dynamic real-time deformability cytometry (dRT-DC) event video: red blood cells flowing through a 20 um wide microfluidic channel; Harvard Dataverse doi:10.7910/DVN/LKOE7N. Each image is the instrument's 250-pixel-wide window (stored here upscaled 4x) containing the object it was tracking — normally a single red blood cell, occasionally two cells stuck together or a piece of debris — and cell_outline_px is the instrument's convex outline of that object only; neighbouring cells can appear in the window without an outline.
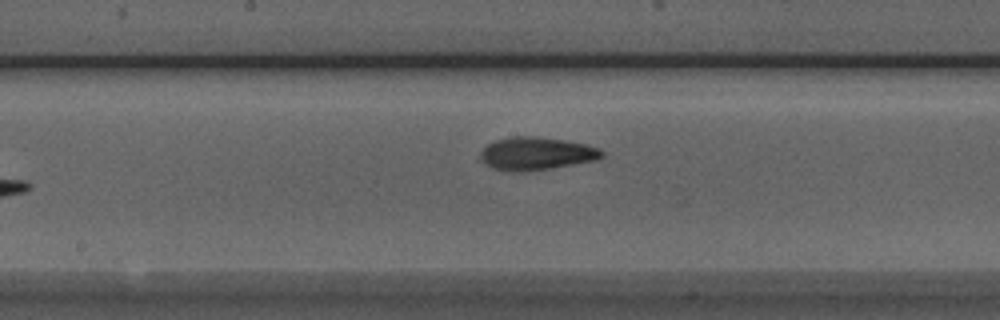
{"species": "Egyptian fruit bat (a non-hibernating species)", "species_latin": "Rousettus aegyptiacus", "temperature_condition": "room temperature", "stored_images_in_passage": 9, "camera_frame_rate_fps": 3000, "um_per_image_px": 0.085, "animal": {"sex": "male"}, "frame": {"image": 1, "passage_image": 8, "time_ms": 2.333, "image_size_px": [1000, 320], "cell_outline_px": [[604, 156], [596, 160], [524, 172], [512, 172], [492, 168], [480, 160], [480, 152], [488, 144], [496, 140], [512, 136], [536, 136], [564, 140], [588, 144], [604, 152]], "centroid_in_image_um": [45.56, 13.05], "position_along_channel_um": 202.6, "area_um2": 23.24}}
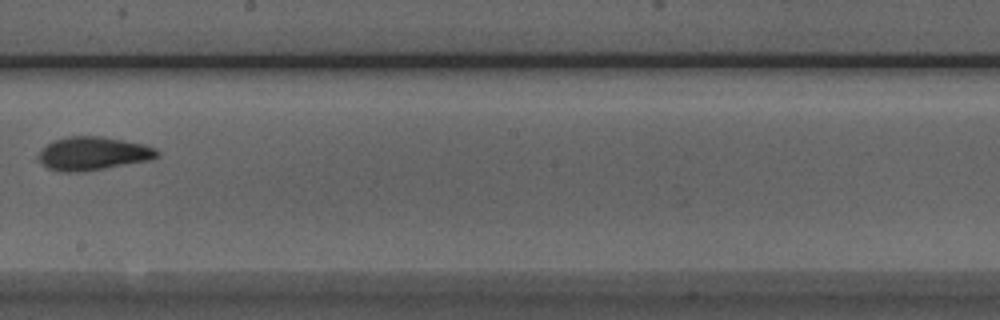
{"frame": {"image": 2, "passage_image": 9, "time_ms": 2.667, "image_size_px": [1000, 320], "cell_outline_px": [[160, 156], [152, 160], [104, 168], [76, 172], [64, 172], [48, 168], [36, 156], [52, 140], [68, 136], [100, 136], [144, 144], [156, 148], [160, 152]], "centroid_in_image_um": [7.95, 13.04], "position_along_channel_um": 240.3, "area_um2": 23.0}}